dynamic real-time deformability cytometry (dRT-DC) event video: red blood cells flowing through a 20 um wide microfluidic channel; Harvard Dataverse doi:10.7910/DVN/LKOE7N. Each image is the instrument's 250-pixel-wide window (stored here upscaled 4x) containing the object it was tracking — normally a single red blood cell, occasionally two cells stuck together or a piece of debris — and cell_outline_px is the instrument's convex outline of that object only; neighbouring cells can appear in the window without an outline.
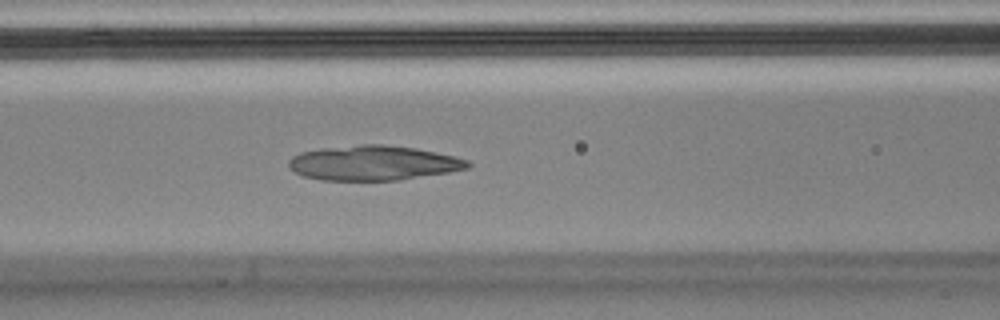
{"species": "Egyptian fruit bat (a non-hibernating species)", "species_latin": "Rousettus aegyptiacus", "temperature_condition": "cold", "stored_images_in_passage": 35, "camera_frame_rate_fps": 3000, "um_per_image_px": 0.085, "animal": {"sex": "male"}, "frame": {"image": 1, "passage_image": 7, "time_ms": 2.0, "image_size_px": [1000, 320], "cell_outline_px": [[472, 164], [468, 168], [448, 172], [400, 180], [320, 180], [304, 176], [296, 172], [288, 164], [288, 160], [292, 156], [300, 152], [320, 148], [360, 144], [384, 144], [416, 148], [452, 156], [468, 160]], "centroid_in_image_um": [31.71, 13.84], "position_along_channel_um": 134.9, "area_um2": 36.24}}
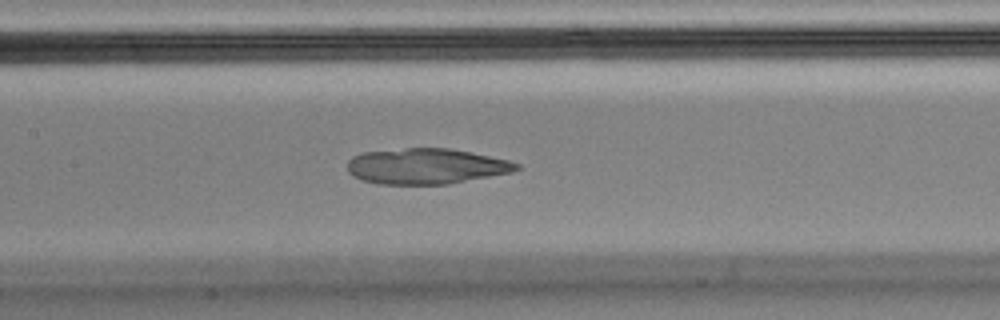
{"frame": {"image": 2, "passage_image": 10, "time_ms": 3.0, "image_size_px": [1000, 320], "cell_outline_px": [[520, 168], [512, 172], [448, 184], [376, 184], [360, 180], [352, 176], [348, 172], [348, 160], [352, 156], [364, 152], [408, 148], [452, 148], [508, 160], [520, 164]], "centroid_in_image_um": [36.19, 14.13], "position_along_channel_um": 171.2, "area_um2": 35.2}}
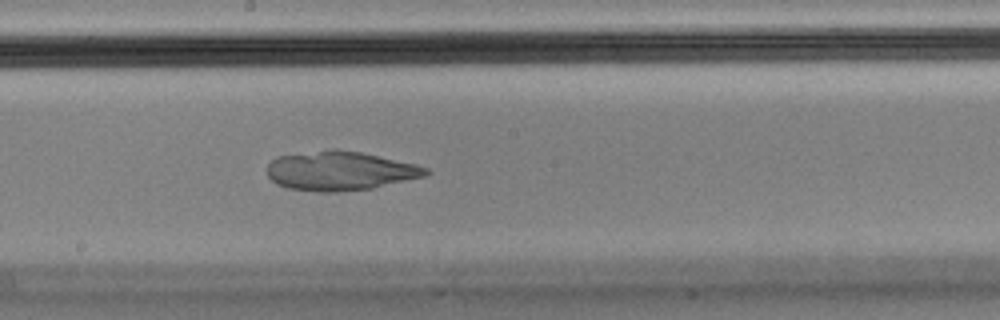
{"frame": {"image": 3, "passage_image": 14, "time_ms": 4.333, "image_size_px": [1000, 320], "cell_outline_px": [[432, 172], [424, 176], [372, 188], [336, 192], [320, 192], [288, 188], [276, 184], [268, 176], [268, 164], [276, 156], [336, 148], [360, 152], [416, 164], [428, 168]], "centroid_in_image_um": [28.89, 14.52], "position_along_channel_um": 219.3, "area_um2": 36.13}}